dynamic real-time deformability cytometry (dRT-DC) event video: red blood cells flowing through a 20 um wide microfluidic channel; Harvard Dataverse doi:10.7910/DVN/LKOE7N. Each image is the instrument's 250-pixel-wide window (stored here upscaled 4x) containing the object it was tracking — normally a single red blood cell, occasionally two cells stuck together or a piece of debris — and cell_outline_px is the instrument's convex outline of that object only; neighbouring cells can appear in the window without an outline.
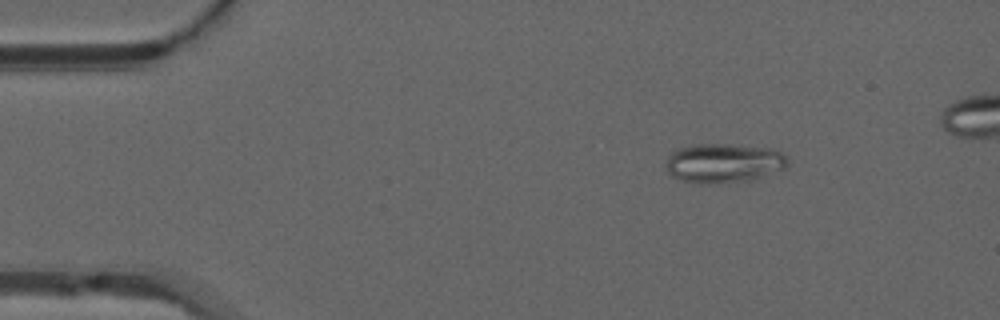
{"species": "common noctule bat (a hibernating species)", "species_latin": "Nyctalus noctula", "temperature_condition": "warm", "stored_images_in_passage": 48, "camera_frame_rate_fps": 3000, "um_per_image_px": 0.085, "animal": {"sex": "male", "forearm_length_mm": 52.5}, "frame": {"image": 1, "passage_image": 7, "time_ms": 2.0, "image_size_px": [1000, 320], "cell_outline_px": [[788, 164], [784, 168], [752, 180], [708, 184], [700, 184], [680, 180], [672, 176], [664, 168], [664, 164], [668, 156], [676, 148], [692, 144], [732, 144], [768, 148], [780, 152], [788, 156]], "centroid_in_image_um": [61.46, 13.86], "position_along_channel_um": 23.5, "area_um2": 28.26}}
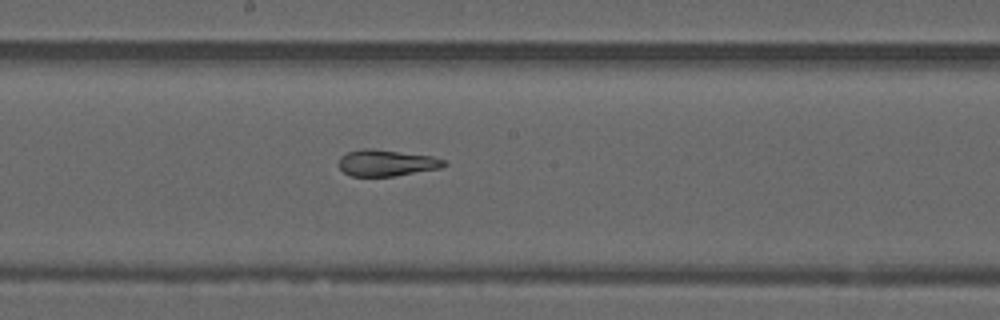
{"frame": {"image": 2, "passage_image": 27, "time_ms": 8.667, "image_size_px": [1000, 320], "cell_outline_px": [[448, 164], [440, 168], [392, 176], [352, 176], [344, 172], [340, 168], [340, 156], [348, 152], [364, 148], [372, 148], [432, 156], [448, 160]], "centroid_in_image_um": [32.89, 13.84], "position_along_channel_um": 215.3, "area_um2": 16.13}}
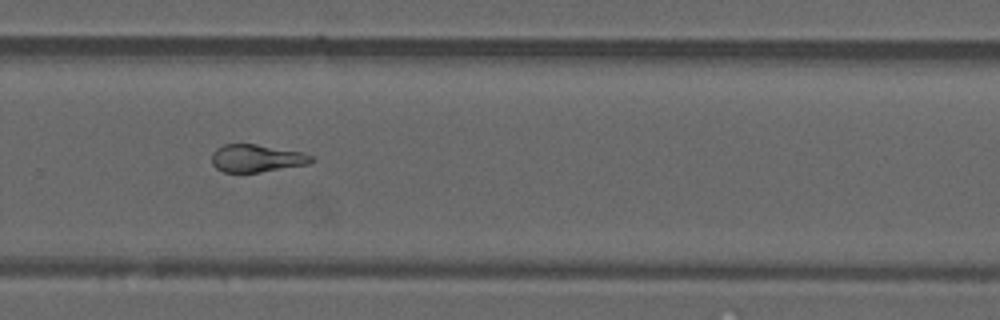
{"frame": {"image": 3, "passage_image": 34, "time_ms": 11.0, "image_size_px": [1000, 320], "cell_outline_px": [[312, 160], [308, 164], [260, 172], [224, 172], [216, 168], [212, 164], [212, 152], [216, 148], [224, 144], [256, 144], [300, 152], [312, 156]], "centroid_in_image_um": [21.75, 13.45], "position_along_channel_um": 308.1, "area_um2": 15.84}}